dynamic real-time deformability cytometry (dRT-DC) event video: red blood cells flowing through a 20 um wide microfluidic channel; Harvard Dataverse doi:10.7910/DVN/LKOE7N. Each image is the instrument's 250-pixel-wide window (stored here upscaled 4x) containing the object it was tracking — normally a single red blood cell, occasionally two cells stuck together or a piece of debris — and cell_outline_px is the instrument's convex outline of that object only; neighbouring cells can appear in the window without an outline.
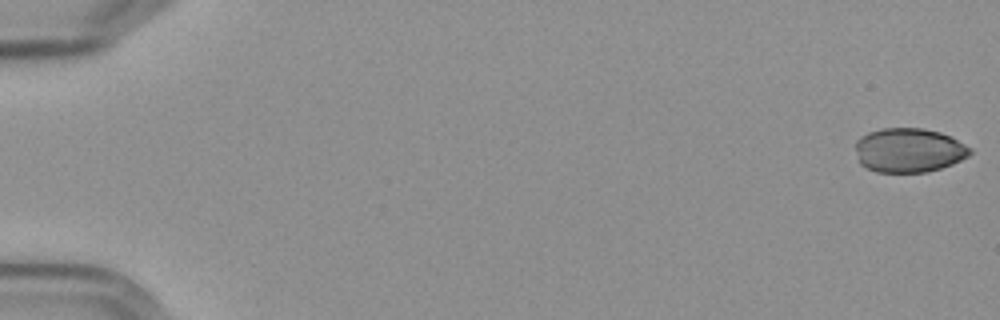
{"species": "Egyptian fruit bat (a non-hibernating species)", "species_latin": "Rousettus aegyptiacus", "temperature_condition": "cold", "stored_images_in_passage": 17, "camera_frame_rate_fps": 3000, "um_per_image_px": 0.085, "frame": {"image": 1, "passage_image": 1, "time_ms": 0.0, "image_size_px": [1000, 320], "cell_outline_px": [[972, 152], [968, 156], [952, 164], [928, 172], [876, 172], [860, 164], [856, 148], [856, 140], [860, 136], [868, 132], [884, 128], [924, 128], [940, 132], [972, 148]], "centroid_in_image_um": [77.24, 12.77], "position_along_channel_um": 7.8, "area_um2": 29.48}}
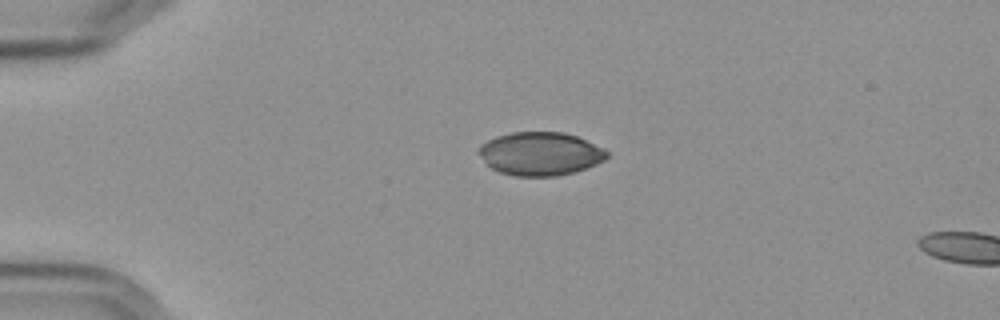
{"frame": {"image": 2, "passage_image": 14, "time_ms": 4.333, "image_size_px": [1000, 320], "cell_outline_px": [[608, 156], [604, 160], [596, 164], [572, 172], [556, 176], [512, 176], [500, 172], [492, 168], [476, 152], [488, 140], [496, 136], [512, 132], [564, 132], [576, 136], [604, 148], [608, 152]], "centroid_in_image_um": [45.92, 13.06], "position_along_channel_um": 39.1, "area_um2": 32.14}}